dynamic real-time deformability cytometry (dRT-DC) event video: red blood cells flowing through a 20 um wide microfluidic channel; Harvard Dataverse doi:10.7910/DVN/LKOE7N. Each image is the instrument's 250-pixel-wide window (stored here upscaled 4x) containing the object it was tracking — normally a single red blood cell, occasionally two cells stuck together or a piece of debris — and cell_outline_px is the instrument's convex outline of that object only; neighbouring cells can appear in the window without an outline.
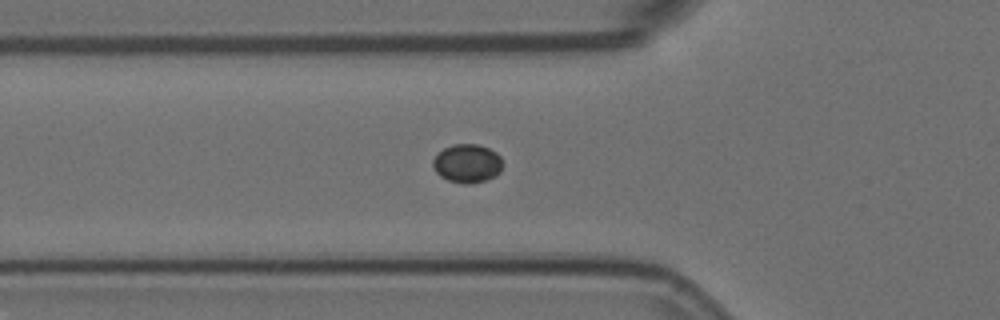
{"species": "Egyptian fruit bat (a non-hibernating species)", "species_latin": "Rousettus aegyptiacus", "temperature_condition": "room temperature", "stored_images_in_passage": 4, "camera_frame_rate_fps": 3000, "um_per_image_px": 0.085, "animal": {"sex": "female"}, "frame": {"image": 1, "passage_image": 4, "time_ms": 1.0, "image_size_px": [1000, 320], "cell_outline_px": [[504, 164], [500, 172], [496, 176], [488, 180], [468, 184], [464, 184], [448, 180], [440, 176], [436, 172], [432, 164], [432, 160], [444, 148], [452, 144], [476, 144], [488, 148], [496, 152], [500, 156]], "centroid_in_image_um": [39.74, 13.9], "position_along_channel_um": 86.1, "area_um2": 15.84}}